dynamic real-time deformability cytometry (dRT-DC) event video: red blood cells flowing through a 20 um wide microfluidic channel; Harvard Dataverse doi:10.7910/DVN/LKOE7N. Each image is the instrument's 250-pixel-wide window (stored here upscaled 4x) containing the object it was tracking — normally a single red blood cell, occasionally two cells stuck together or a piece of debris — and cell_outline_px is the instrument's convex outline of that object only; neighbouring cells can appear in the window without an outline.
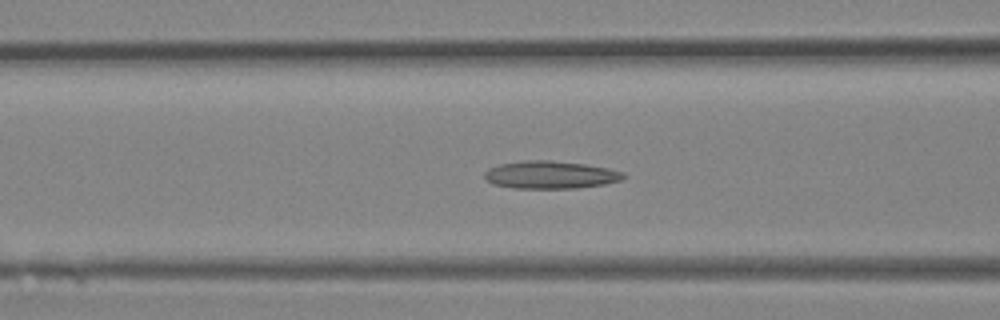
{"species": "Egyptian fruit bat (a non-hibernating species)", "species_latin": "Rousettus aegyptiacus", "temperature_condition": "room temperature", "stored_images_in_passage": 35, "camera_frame_rate_fps": 3000, "um_per_image_px": 0.085, "animal": {"sex": "female"}, "frame": {"image": 1, "passage_image": 13, "time_ms": 4.0, "image_size_px": [1000, 320], "cell_outline_px": [[628, 176], [620, 180], [604, 184], [576, 188], [512, 188], [492, 184], [484, 176], [484, 172], [488, 168], [500, 164], [524, 160], [548, 160], [584, 164], [608, 168], [624, 172]], "centroid_in_image_um": [46.78, 14.86], "position_along_channel_um": 119.8, "area_um2": 22.43}}
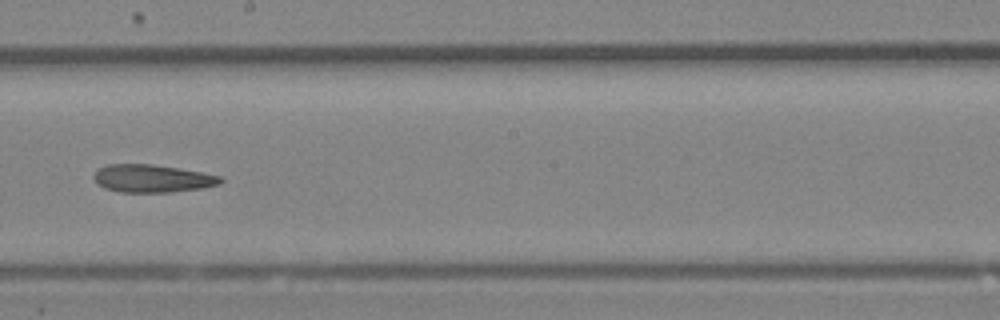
{"frame": {"image": 2, "passage_image": 19, "time_ms": 6.0, "image_size_px": [1000, 320], "cell_outline_px": [[224, 180], [220, 184], [200, 188], [168, 192], [120, 192], [104, 188], [96, 184], [92, 176], [100, 168], [108, 164], [152, 164], [200, 172], [220, 176]], "centroid_in_image_um": [12.9, 15.17], "position_along_channel_um": 235.3, "area_um2": 20.35}}
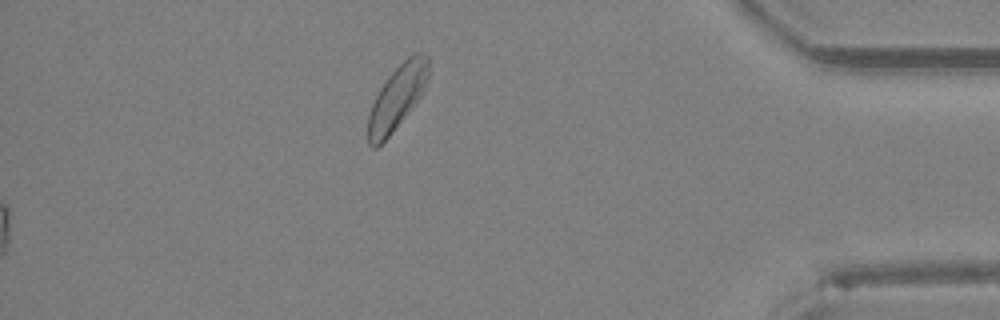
{"frame": {"image": 3, "passage_image": 35, "time_ms": 11.333, "image_size_px": [1000, 320], "cell_outline_px": [[428, 76], [424, 92], [388, 136], [376, 148], [372, 148], [368, 144], [368, 116], [372, 104], [380, 88], [388, 76], [408, 56], [416, 52], [420, 52], [428, 56]], "centroid_in_image_um": [33.75, 8.26], "position_along_channel_um": 401.4, "area_um2": 22.14}}